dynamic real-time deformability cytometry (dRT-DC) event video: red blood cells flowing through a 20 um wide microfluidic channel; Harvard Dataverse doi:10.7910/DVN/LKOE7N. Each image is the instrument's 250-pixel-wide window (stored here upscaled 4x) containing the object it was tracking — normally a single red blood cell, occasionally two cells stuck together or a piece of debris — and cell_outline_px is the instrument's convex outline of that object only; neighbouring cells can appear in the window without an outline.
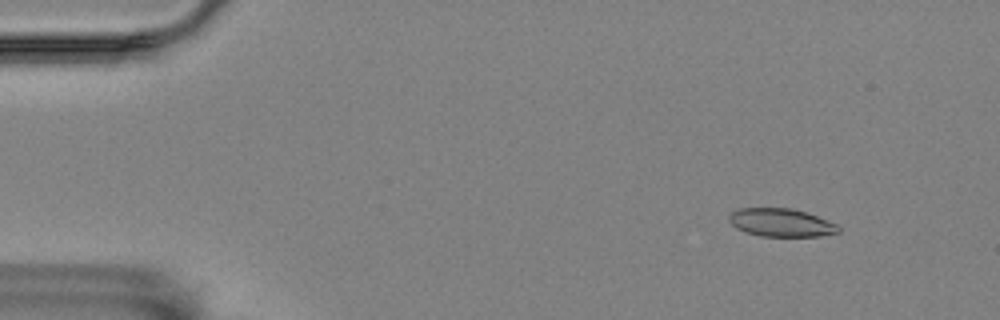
{"species": "Egyptian fruit bat (a non-hibernating species)", "species_latin": "Rousettus aegyptiacus", "temperature_condition": "room temperature", "stored_images_in_passage": 6, "segment_of_instrument_passage": [1, 2], "camera_frame_rate_fps": 3000, "um_per_image_px": 0.085, "animal": {"sex": "female"}, "frame": {"image": 1, "passage_image": 2, "time_ms": 0.333, "image_size_px": [1000, 320], "cell_outline_px": [[840, 232], [820, 236], [760, 236], [736, 228], [728, 220], [728, 216], [732, 212], [740, 208], [792, 208], [808, 212], [836, 224], [840, 228]], "centroid_in_image_um": [66.4, 18.91], "position_along_channel_um": 18.6, "area_um2": 17.92}}